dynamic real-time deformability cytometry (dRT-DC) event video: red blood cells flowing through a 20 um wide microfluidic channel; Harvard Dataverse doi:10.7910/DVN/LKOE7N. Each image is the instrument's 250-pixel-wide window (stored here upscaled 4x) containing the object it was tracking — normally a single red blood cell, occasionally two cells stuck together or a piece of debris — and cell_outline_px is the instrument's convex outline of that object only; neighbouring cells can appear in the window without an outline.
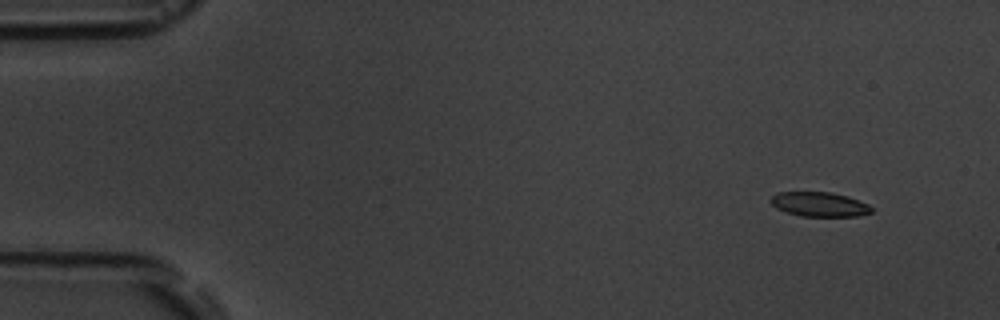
{"species": "common noctule bat (a hibernating species)", "species_latin": "Nyctalus noctula", "temperature_condition": "room temperature", "stored_images_in_passage": 8, "camera_frame_rate_fps": 3000, "um_per_image_px": 0.085, "animal": {"sex": "male", "body_mass_g": 19.5, "forearm_length_mm": 54.6}, "frame": {"image": 1, "passage_image": 2, "time_ms": 1.333, "image_size_px": [1000, 320], "cell_outline_px": [[872, 212], [856, 216], [800, 216], [776, 208], [768, 200], [776, 192], [832, 192], [848, 196], [868, 204], [872, 208]], "centroid_in_image_um": [69.63, 17.36], "position_along_channel_um": 15.4, "area_um2": 14.39}}
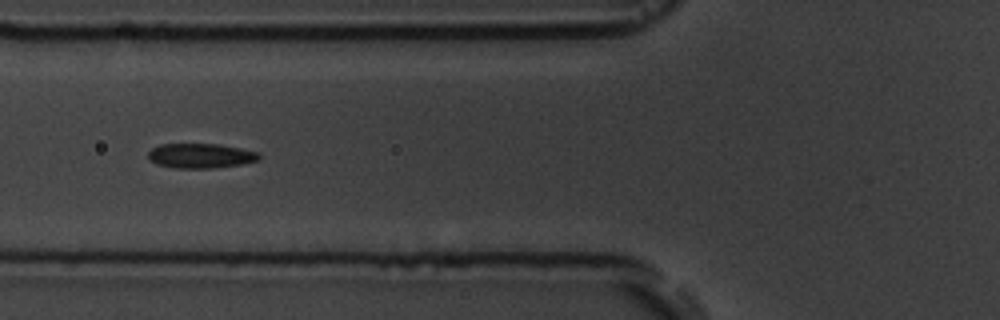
{"frame": {"image": 2, "passage_image": 7, "time_ms": 7.0, "image_size_px": [1000, 320], "cell_outline_px": [[260, 160], [240, 164], [216, 168], [172, 168], [156, 164], [148, 160], [148, 152], [152, 148], [160, 144], [220, 144], [260, 152]], "centroid_in_image_um": [17.04, 13.24], "position_along_channel_um": 108.8, "area_um2": 16.18}}
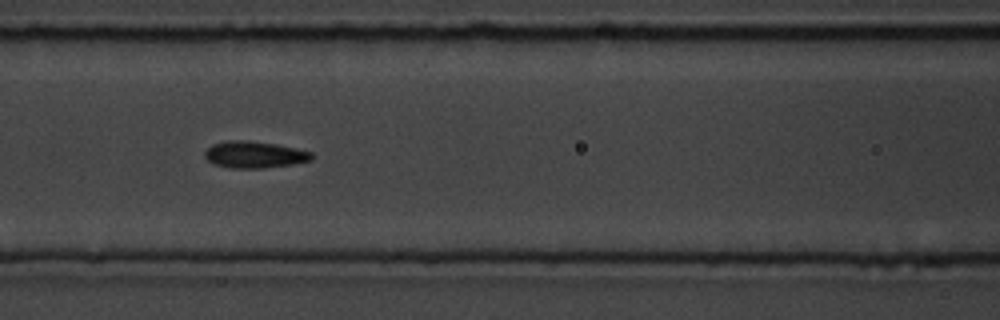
{"frame": {"image": 3, "passage_image": 8, "time_ms": 8.0, "image_size_px": [1000, 320], "cell_outline_px": [[312, 160], [292, 164], [264, 168], [228, 168], [212, 164], [204, 156], [204, 152], [212, 144], [224, 140], [248, 140], [276, 144], [296, 148], [312, 152]], "centroid_in_image_um": [21.59, 13.14], "position_along_channel_um": 145.0, "area_um2": 16.82}}